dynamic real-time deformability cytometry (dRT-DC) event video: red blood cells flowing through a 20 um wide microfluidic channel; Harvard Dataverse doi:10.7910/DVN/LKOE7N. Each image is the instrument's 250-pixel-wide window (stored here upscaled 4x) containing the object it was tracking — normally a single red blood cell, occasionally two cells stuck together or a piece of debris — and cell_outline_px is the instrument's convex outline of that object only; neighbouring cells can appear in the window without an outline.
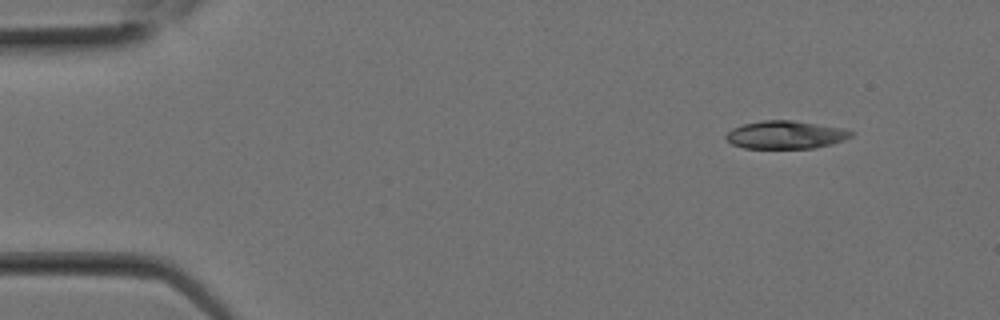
{"species": "Egyptian fruit bat (a non-hibernating species)", "species_latin": "Rousettus aegyptiacus", "temperature_condition": "room temperature", "stored_images_in_passage": 2, "camera_frame_rate_fps": 3000, "um_per_image_px": 0.085, "animal": {"sex": "female"}, "frame": {"image": 1, "passage_image": 1, "time_ms": 0.0, "image_size_px": [1000, 320], "cell_outline_px": [[856, 132], [852, 136], [844, 140], [832, 144], [812, 148], [744, 148], [732, 144], [724, 136], [732, 128], [744, 124], [764, 120], [792, 120], [844, 128]], "centroid_in_image_um": [66.81, 11.45], "position_along_channel_um": 18.2, "area_um2": 20.4}}
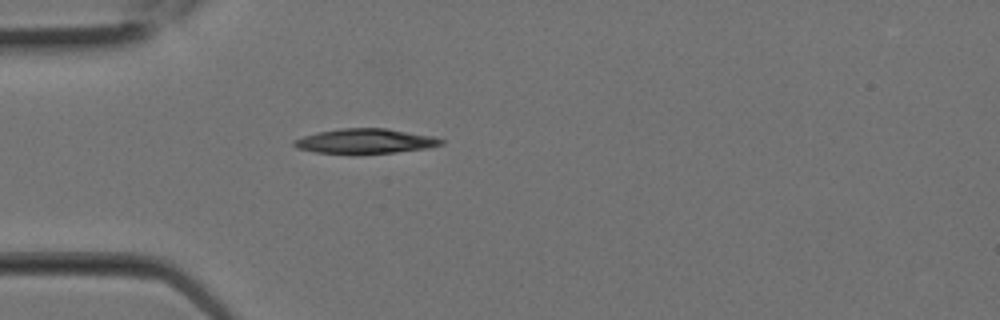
{"frame": {"image": 2, "passage_image": 2, "time_ms": 0.333, "image_size_px": [1000, 320], "cell_outline_px": [[444, 144], [428, 148], [396, 152], [316, 152], [296, 148], [292, 144], [292, 140], [316, 132], [340, 128], [388, 128], [432, 136], [444, 140]], "centroid_in_image_um": [31.05, 11.97], "position_along_channel_um": 53.9, "area_um2": 20.87}}